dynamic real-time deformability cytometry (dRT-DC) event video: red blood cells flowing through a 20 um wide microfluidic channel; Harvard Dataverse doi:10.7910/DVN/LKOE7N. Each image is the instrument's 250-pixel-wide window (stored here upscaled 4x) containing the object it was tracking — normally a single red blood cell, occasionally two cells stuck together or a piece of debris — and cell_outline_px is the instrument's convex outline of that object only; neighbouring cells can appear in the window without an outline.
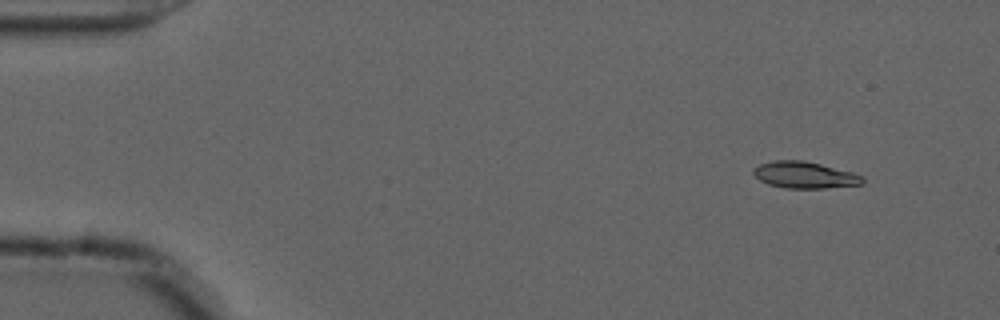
{"species": "common noctule bat (a hibernating species)", "species_latin": "Nyctalus noctula", "temperature_condition": "cold", "stored_images_in_passage": 54, "camera_frame_rate_fps": 3000, "um_per_image_px": 0.085, "animal": {"sex": "male", "forearm_length_mm": 52.5}, "frame": {"image": 1, "passage_image": 4, "time_ms": 1.0, "image_size_px": [1000, 320], "cell_outline_px": [[864, 184], [824, 188], [784, 188], [768, 184], [760, 180], [752, 172], [752, 168], [760, 164], [772, 160], [804, 160], [852, 172], [864, 176]], "centroid_in_image_um": [68.39, 14.87], "position_along_channel_um": 16.6, "area_um2": 16.99}}
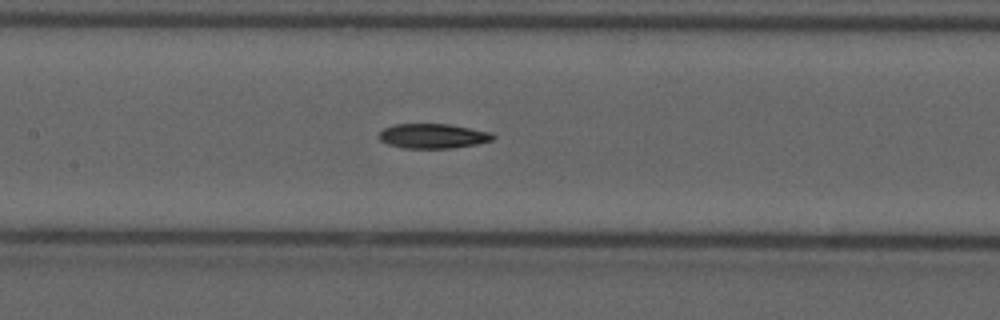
{"frame": {"image": 2, "passage_image": 25, "time_ms": 8.0, "image_size_px": [1000, 320], "cell_outline_px": [[496, 136], [492, 140], [476, 144], [452, 148], [404, 148], [388, 144], [380, 140], [376, 136], [384, 128], [392, 124], [448, 124], [492, 132]], "centroid_in_image_um": [36.78, 11.56], "position_along_channel_um": 170.6, "area_um2": 16.47}}
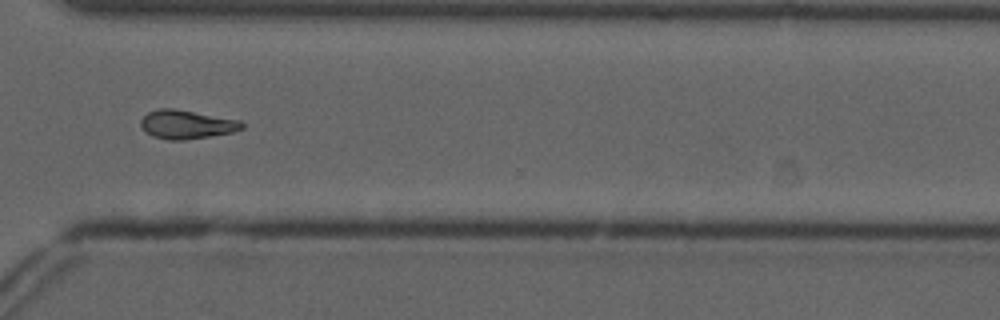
{"frame": {"image": 3, "passage_image": 40, "time_ms": 13.0, "image_size_px": [1000, 320], "cell_outline_px": [[244, 128], [232, 132], [184, 140], [168, 140], [152, 136], [144, 132], [140, 124], [140, 120], [148, 112], [160, 108], [172, 108], [240, 120], [244, 124]], "centroid_in_image_um": [15.83, 10.58], "position_along_channel_um": 354.8, "area_um2": 16.88}}